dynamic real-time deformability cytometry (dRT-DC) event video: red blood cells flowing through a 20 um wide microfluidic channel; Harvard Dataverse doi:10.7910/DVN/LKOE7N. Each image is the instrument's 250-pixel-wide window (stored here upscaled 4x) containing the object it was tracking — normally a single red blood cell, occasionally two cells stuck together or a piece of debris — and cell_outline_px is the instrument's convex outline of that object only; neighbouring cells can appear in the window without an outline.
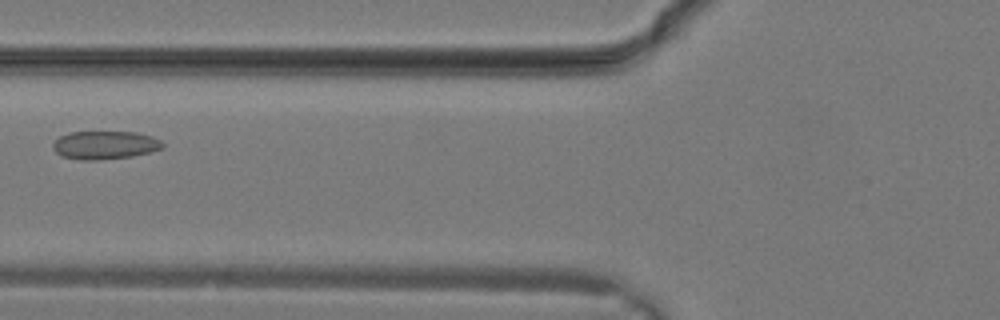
{"species": "common noctule bat (a hibernating species)", "species_latin": "Nyctalus noctula", "temperature_condition": "warm", "stored_images_in_passage": 11, "camera_frame_rate_fps": 3000, "um_per_image_px": 0.085, "animal": {"sex": "male", "body_mass_g": 19.2, "forearm_length_mm": 51.8}, "frame": {"image": 1, "passage_image": 10, "time_ms": 3.0, "image_size_px": [1000, 320], "cell_outline_px": [[164, 148], [152, 152], [132, 156], [96, 160], [80, 160], [60, 156], [52, 148], [52, 144], [60, 136], [68, 132], [136, 132], [152, 136], [160, 140], [164, 144]], "centroid_in_image_um": [8.92, 12.33], "position_along_channel_um": 116.9, "area_um2": 18.21}}